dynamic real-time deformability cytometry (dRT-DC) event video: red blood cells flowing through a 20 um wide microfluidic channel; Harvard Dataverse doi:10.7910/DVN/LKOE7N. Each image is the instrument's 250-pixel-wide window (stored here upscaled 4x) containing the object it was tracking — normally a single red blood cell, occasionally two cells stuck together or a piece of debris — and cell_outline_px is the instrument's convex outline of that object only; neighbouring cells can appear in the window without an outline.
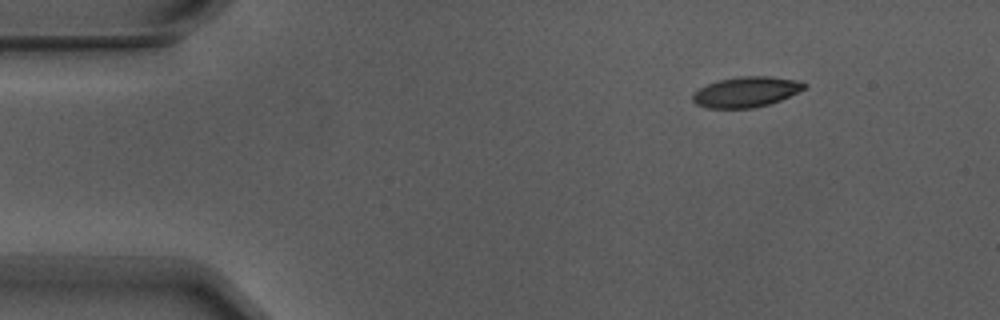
{"species": "Egyptian fruit bat (a non-hibernating species)", "species_latin": "Rousettus aegyptiacus", "temperature_condition": "warm", "stored_images_in_passage": 4, "camera_frame_rate_fps": 3000, "um_per_image_px": 0.085, "animal": {"sex": "male"}, "frame": {"image": 1, "passage_image": 1, "time_ms": 0.0, "image_size_px": [1000, 320], "cell_outline_px": [[808, 88], [780, 100], [768, 104], [752, 108], [704, 108], [696, 104], [692, 100], [692, 92], [708, 84], [720, 80], [744, 76], [768, 76], [796, 80], [808, 84]], "centroid_in_image_um": [63.43, 7.82], "position_along_channel_um": 21.6, "area_um2": 19.77}}
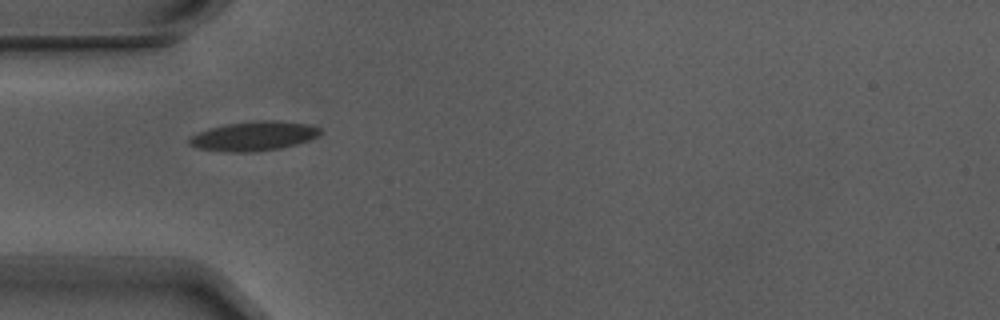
{"frame": {"image": 2, "passage_image": 3, "time_ms": 0.667, "image_size_px": [1000, 320], "cell_outline_px": [[320, 132], [316, 136], [308, 140], [296, 144], [280, 148], [252, 152], [232, 152], [196, 148], [188, 144], [188, 140], [192, 136], [208, 128], [228, 124], [260, 120], [276, 120], [308, 124], [320, 128]], "centroid_in_image_um": [21.55, 11.57], "position_along_channel_um": 63.5, "area_um2": 22.14}}